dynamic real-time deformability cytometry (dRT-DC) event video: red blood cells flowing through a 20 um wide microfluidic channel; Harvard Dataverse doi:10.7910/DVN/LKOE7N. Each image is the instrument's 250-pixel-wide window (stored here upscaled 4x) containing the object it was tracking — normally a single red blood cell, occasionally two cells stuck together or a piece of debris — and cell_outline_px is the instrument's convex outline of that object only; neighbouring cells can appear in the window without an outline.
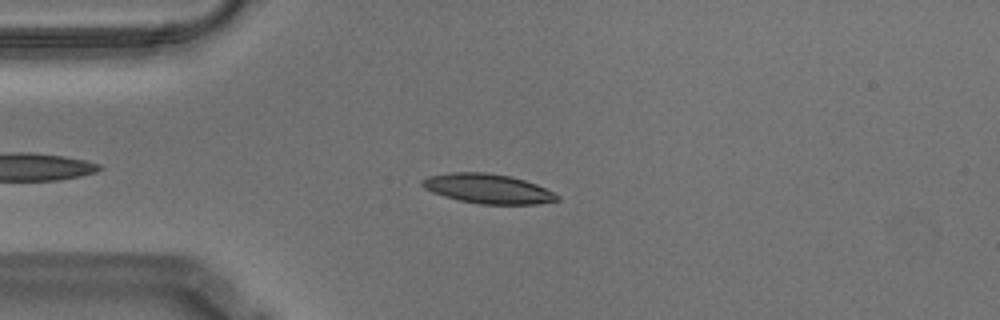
{"species": "Egyptian fruit bat (a non-hibernating species)", "species_latin": "Rousettus aegyptiacus", "temperature_condition": "warm", "stored_images_in_passage": 40, "camera_frame_rate_fps": 3000, "um_per_image_px": 0.085, "animal": {"sex": "male"}, "frame": {"image": 1, "passage_image": 8, "time_ms": 2.333, "image_size_px": [1000, 320], "cell_outline_px": [[560, 200], [536, 204], [480, 204], [460, 200], [444, 196], [432, 192], [424, 188], [420, 184], [420, 180], [428, 176], [452, 172], [484, 172], [508, 176], [524, 180], [536, 184], [560, 196]], "centroid_in_image_um": [41.44, 16.04], "position_along_channel_um": 43.6, "area_um2": 23.12}}
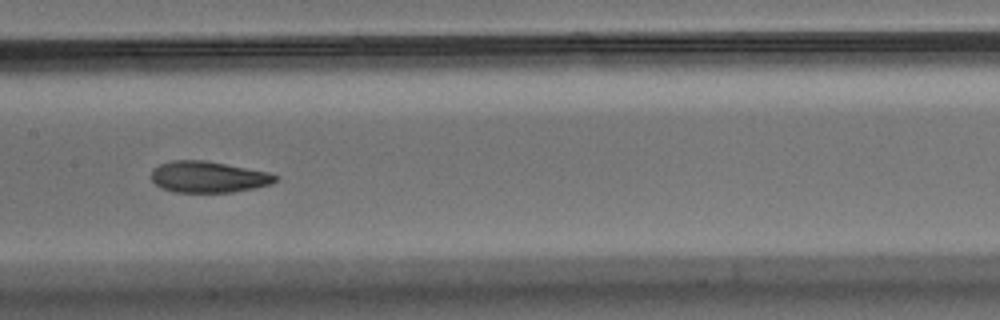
{"frame": {"image": 2, "passage_image": 22, "time_ms": 7.0, "image_size_px": [1000, 320], "cell_outline_px": [[280, 176], [276, 180], [268, 184], [252, 188], [232, 192], [172, 192], [160, 188], [152, 180], [152, 168], [160, 164], [172, 160], [204, 160], [268, 172]], "centroid_in_image_um": [17.66, 15.04], "position_along_channel_um": 189.7, "area_um2": 22.48}}
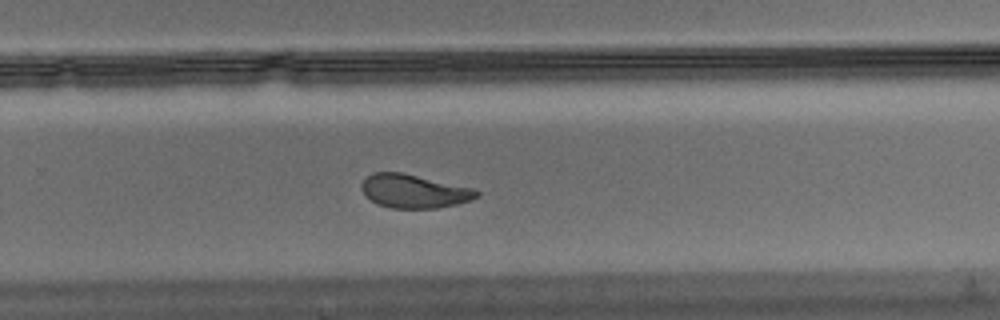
{"frame": {"image": 3, "passage_image": 31, "time_ms": 10.0, "image_size_px": [1000, 320], "cell_outline_px": [[480, 196], [472, 200], [456, 204], [436, 208], [392, 208], [376, 204], [364, 196], [360, 188], [360, 184], [372, 172], [400, 172], [476, 188], [480, 192]], "centroid_in_image_um": [35.19, 16.25], "position_along_channel_um": 294.6, "area_um2": 22.83}, "authors_computed_cell_mechanics": {"area_um2": 22.8599, "velocity_mm_per_s": 3.5192, "shape_relaxation_time_tau1_ms": 5.7538, "shape_relaxation_time_tau2_ms": 2.6315, "deformation_change_tau1": 0.1614, "deformation_change_tau2": 0.0805}}